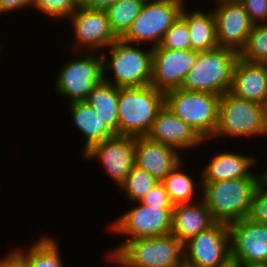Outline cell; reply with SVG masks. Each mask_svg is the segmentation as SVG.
<instances>
[{
	"instance_id": "obj_1",
	"label": "cell",
	"mask_w": 267,
	"mask_h": 267,
	"mask_svg": "<svg viewBox=\"0 0 267 267\" xmlns=\"http://www.w3.org/2000/svg\"><path fill=\"white\" fill-rule=\"evenodd\" d=\"M259 177L201 181L203 202L218 223L231 224L247 217Z\"/></svg>"
},
{
	"instance_id": "obj_2",
	"label": "cell",
	"mask_w": 267,
	"mask_h": 267,
	"mask_svg": "<svg viewBox=\"0 0 267 267\" xmlns=\"http://www.w3.org/2000/svg\"><path fill=\"white\" fill-rule=\"evenodd\" d=\"M238 57L236 51L223 47L199 51L195 64L187 73L180 88L220 96L229 92Z\"/></svg>"
},
{
	"instance_id": "obj_3",
	"label": "cell",
	"mask_w": 267,
	"mask_h": 267,
	"mask_svg": "<svg viewBox=\"0 0 267 267\" xmlns=\"http://www.w3.org/2000/svg\"><path fill=\"white\" fill-rule=\"evenodd\" d=\"M164 105V93L154 86L120 87L118 93L119 135L146 136L157 112Z\"/></svg>"
},
{
	"instance_id": "obj_4",
	"label": "cell",
	"mask_w": 267,
	"mask_h": 267,
	"mask_svg": "<svg viewBox=\"0 0 267 267\" xmlns=\"http://www.w3.org/2000/svg\"><path fill=\"white\" fill-rule=\"evenodd\" d=\"M219 102L220 95L209 92L177 88L164 93L165 106L205 141L216 131Z\"/></svg>"
},
{
	"instance_id": "obj_5",
	"label": "cell",
	"mask_w": 267,
	"mask_h": 267,
	"mask_svg": "<svg viewBox=\"0 0 267 267\" xmlns=\"http://www.w3.org/2000/svg\"><path fill=\"white\" fill-rule=\"evenodd\" d=\"M114 252L130 267H182L183 243L172 233L122 242Z\"/></svg>"
},
{
	"instance_id": "obj_6",
	"label": "cell",
	"mask_w": 267,
	"mask_h": 267,
	"mask_svg": "<svg viewBox=\"0 0 267 267\" xmlns=\"http://www.w3.org/2000/svg\"><path fill=\"white\" fill-rule=\"evenodd\" d=\"M267 135L262 104L236 97L230 92L220 96L218 125L214 137Z\"/></svg>"
},
{
	"instance_id": "obj_7",
	"label": "cell",
	"mask_w": 267,
	"mask_h": 267,
	"mask_svg": "<svg viewBox=\"0 0 267 267\" xmlns=\"http://www.w3.org/2000/svg\"><path fill=\"white\" fill-rule=\"evenodd\" d=\"M141 45L128 43L118 39L109 47L111 61L103 57V74L107 67L112 69L116 87H144L151 85L152 76V48L140 50ZM109 62V63H108Z\"/></svg>"
},
{
	"instance_id": "obj_8",
	"label": "cell",
	"mask_w": 267,
	"mask_h": 267,
	"mask_svg": "<svg viewBox=\"0 0 267 267\" xmlns=\"http://www.w3.org/2000/svg\"><path fill=\"white\" fill-rule=\"evenodd\" d=\"M184 4L183 0L145 1L140 13L121 39L138 45L149 41L154 44L152 48L157 47L166 31L179 18Z\"/></svg>"
},
{
	"instance_id": "obj_9",
	"label": "cell",
	"mask_w": 267,
	"mask_h": 267,
	"mask_svg": "<svg viewBox=\"0 0 267 267\" xmlns=\"http://www.w3.org/2000/svg\"><path fill=\"white\" fill-rule=\"evenodd\" d=\"M90 53L77 56L59 70L55 89L71 98V103L85 102L93 88L103 81V57Z\"/></svg>"
},
{
	"instance_id": "obj_10",
	"label": "cell",
	"mask_w": 267,
	"mask_h": 267,
	"mask_svg": "<svg viewBox=\"0 0 267 267\" xmlns=\"http://www.w3.org/2000/svg\"><path fill=\"white\" fill-rule=\"evenodd\" d=\"M187 267H220L231 260L229 225L216 223L183 243Z\"/></svg>"
},
{
	"instance_id": "obj_11",
	"label": "cell",
	"mask_w": 267,
	"mask_h": 267,
	"mask_svg": "<svg viewBox=\"0 0 267 267\" xmlns=\"http://www.w3.org/2000/svg\"><path fill=\"white\" fill-rule=\"evenodd\" d=\"M197 55L198 51L192 49L152 48L151 85L163 93L180 88Z\"/></svg>"
},
{
	"instance_id": "obj_12",
	"label": "cell",
	"mask_w": 267,
	"mask_h": 267,
	"mask_svg": "<svg viewBox=\"0 0 267 267\" xmlns=\"http://www.w3.org/2000/svg\"><path fill=\"white\" fill-rule=\"evenodd\" d=\"M173 209L138 204L111 225V231L130 236L126 242L171 233Z\"/></svg>"
},
{
	"instance_id": "obj_13",
	"label": "cell",
	"mask_w": 267,
	"mask_h": 267,
	"mask_svg": "<svg viewBox=\"0 0 267 267\" xmlns=\"http://www.w3.org/2000/svg\"><path fill=\"white\" fill-rule=\"evenodd\" d=\"M134 136L114 135L93 145L83 155L100 159L108 175L120 186L135 165Z\"/></svg>"
},
{
	"instance_id": "obj_14",
	"label": "cell",
	"mask_w": 267,
	"mask_h": 267,
	"mask_svg": "<svg viewBox=\"0 0 267 267\" xmlns=\"http://www.w3.org/2000/svg\"><path fill=\"white\" fill-rule=\"evenodd\" d=\"M231 259L267 263V225L247 218L229 224Z\"/></svg>"
},
{
	"instance_id": "obj_15",
	"label": "cell",
	"mask_w": 267,
	"mask_h": 267,
	"mask_svg": "<svg viewBox=\"0 0 267 267\" xmlns=\"http://www.w3.org/2000/svg\"><path fill=\"white\" fill-rule=\"evenodd\" d=\"M213 15L219 47L228 48L238 54L244 48L253 23L241 3H219Z\"/></svg>"
},
{
	"instance_id": "obj_16",
	"label": "cell",
	"mask_w": 267,
	"mask_h": 267,
	"mask_svg": "<svg viewBox=\"0 0 267 267\" xmlns=\"http://www.w3.org/2000/svg\"><path fill=\"white\" fill-rule=\"evenodd\" d=\"M78 47L107 48L118 38L113 33L105 10L81 5L70 17ZM97 47V48H96Z\"/></svg>"
},
{
	"instance_id": "obj_17",
	"label": "cell",
	"mask_w": 267,
	"mask_h": 267,
	"mask_svg": "<svg viewBox=\"0 0 267 267\" xmlns=\"http://www.w3.org/2000/svg\"><path fill=\"white\" fill-rule=\"evenodd\" d=\"M134 153L135 165L147 171L159 182L182 161L175 148L152 141L146 136L135 137Z\"/></svg>"
},
{
	"instance_id": "obj_18",
	"label": "cell",
	"mask_w": 267,
	"mask_h": 267,
	"mask_svg": "<svg viewBox=\"0 0 267 267\" xmlns=\"http://www.w3.org/2000/svg\"><path fill=\"white\" fill-rule=\"evenodd\" d=\"M146 137L176 150L190 149L204 140L186 123L173 114L165 104L157 112L150 131Z\"/></svg>"
},
{
	"instance_id": "obj_19",
	"label": "cell",
	"mask_w": 267,
	"mask_h": 267,
	"mask_svg": "<svg viewBox=\"0 0 267 267\" xmlns=\"http://www.w3.org/2000/svg\"><path fill=\"white\" fill-rule=\"evenodd\" d=\"M229 92L236 97L263 105L267 98V74L264 64L248 62L238 57Z\"/></svg>"
},
{
	"instance_id": "obj_20",
	"label": "cell",
	"mask_w": 267,
	"mask_h": 267,
	"mask_svg": "<svg viewBox=\"0 0 267 267\" xmlns=\"http://www.w3.org/2000/svg\"><path fill=\"white\" fill-rule=\"evenodd\" d=\"M217 222L202 201L200 204L179 203L172 212L171 233L182 243L200 232H204Z\"/></svg>"
},
{
	"instance_id": "obj_21",
	"label": "cell",
	"mask_w": 267,
	"mask_h": 267,
	"mask_svg": "<svg viewBox=\"0 0 267 267\" xmlns=\"http://www.w3.org/2000/svg\"><path fill=\"white\" fill-rule=\"evenodd\" d=\"M256 158L237 153L223 152L205 165L201 181H222L246 177H258L250 171Z\"/></svg>"
},
{
	"instance_id": "obj_22",
	"label": "cell",
	"mask_w": 267,
	"mask_h": 267,
	"mask_svg": "<svg viewBox=\"0 0 267 267\" xmlns=\"http://www.w3.org/2000/svg\"><path fill=\"white\" fill-rule=\"evenodd\" d=\"M103 75V81L93 88L86 103L93 108L102 122L116 135H119L118 93L119 87L111 84Z\"/></svg>"
},
{
	"instance_id": "obj_23",
	"label": "cell",
	"mask_w": 267,
	"mask_h": 267,
	"mask_svg": "<svg viewBox=\"0 0 267 267\" xmlns=\"http://www.w3.org/2000/svg\"><path fill=\"white\" fill-rule=\"evenodd\" d=\"M180 16L187 23L192 50L209 51L219 47L213 12L206 14L200 10H195L188 13L183 7Z\"/></svg>"
},
{
	"instance_id": "obj_24",
	"label": "cell",
	"mask_w": 267,
	"mask_h": 267,
	"mask_svg": "<svg viewBox=\"0 0 267 267\" xmlns=\"http://www.w3.org/2000/svg\"><path fill=\"white\" fill-rule=\"evenodd\" d=\"M70 109L74 125L86 137L84 153L115 135L86 102L70 103Z\"/></svg>"
},
{
	"instance_id": "obj_25",
	"label": "cell",
	"mask_w": 267,
	"mask_h": 267,
	"mask_svg": "<svg viewBox=\"0 0 267 267\" xmlns=\"http://www.w3.org/2000/svg\"><path fill=\"white\" fill-rule=\"evenodd\" d=\"M57 244L54 239L43 237L32 244L27 253L16 249L9 255L20 267H64Z\"/></svg>"
},
{
	"instance_id": "obj_26",
	"label": "cell",
	"mask_w": 267,
	"mask_h": 267,
	"mask_svg": "<svg viewBox=\"0 0 267 267\" xmlns=\"http://www.w3.org/2000/svg\"><path fill=\"white\" fill-rule=\"evenodd\" d=\"M144 3L145 0H118L105 10L111 29L118 39L129 30Z\"/></svg>"
},
{
	"instance_id": "obj_27",
	"label": "cell",
	"mask_w": 267,
	"mask_h": 267,
	"mask_svg": "<svg viewBox=\"0 0 267 267\" xmlns=\"http://www.w3.org/2000/svg\"><path fill=\"white\" fill-rule=\"evenodd\" d=\"M181 165L182 162L161 181L174 204L192 203L195 192L196 184L190 176L181 171Z\"/></svg>"
},
{
	"instance_id": "obj_28",
	"label": "cell",
	"mask_w": 267,
	"mask_h": 267,
	"mask_svg": "<svg viewBox=\"0 0 267 267\" xmlns=\"http://www.w3.org/2000/svg\"><path fill=\"white\" fill-rule=\"evenodd\" d=\"M242 60L254 63L267 61V22L254 24L244 48L239 52Z\"/></svg>"
},
{
	"instance_id": "obj_29",
	"label": "cell",
	"mask_w": 267,
	"mask_h": 267,
	"mask_svg": "<svg viewBox=\"0 0 267 267\" xmlns=\"http://www.w3.org/2000/svg\"><path fill=\"white\" fill-rule=\"evenodd\" d=\"M157 183H159V181L147 171L134 165L119 188H122V190L125 189L127 197L138 203V201Z\"/></svg>"
},
{
	"instance_id": "obj_30",
	"label": "cell",
	"mask_w": 267,
	"mask_h": 267,
	"mask_svg": "<svg viewBox=\"0 0 267 267\" xmlns=\"http://www.w3.org/2000/svg\"><path fill=\"white\" fill-rule=\"evenodd\" d=\"M159 46L164 49H191L187 23L181 16L166 31Z\"/></svg>"
},
{
	"instance_id": "obj_31",
	"label": "cell",
	"mask_w": 267,
	"mask_h": 267,
	"mask_svg": "<svg viewBox=\"0 0 267 267\" xmlns=\"http://www.w3.org/2000/svg\"><path fill=\"white\" fill-rule=\"evenodd\" d=\"M33 7L48 16L69 18L80 6L79 0H33Z\"/></svg>"
},
{
	"instance_id": "obj_32",
	"label": "cell",
	"mask_w": 267,
	"mask_h": 267,
	"mask_svg": "<svg viewBox=\"0 0 267 267\" xmlns=\"http://www.w3.org/2000/svg\"><path fill=\"white\" fill-rule=\"evenodd\" d=\"M246 218L252 222L267 225V184L262 181L254 191Z\"/></svg>"
},
{
	"instance_id": "obj_33",
	"label": "cell",
	"mask_w": 267,
	"mask_h": 267,
	"mask_svg": "<svg viewBox=\"0 0 267 267\" xmlns=\"http://www.w3.org/2000/svg\"><path fill=\"white\" fill-rule=\"evenodd\" d=\"M138 202L162 209H174L175 205L161 182L152 187Z\"/></svg>"
},
{
	"instance_id": "obj_34",
	"label": "cell",
	"mask_w": 267,
	"mask_h": 267,
	"mask_svg": "<svg viewBox=\"0 0 267 267\" xmlns=\"http://www.w3.org/2000/svg\"><path fill=\"white\" fill-rule=\"evenodd\" d=\"M241 4L253 24L266 23L267 0H242Z\"/></svg>"
},
{
	"instance_id": "obj_35",
	"label": "cell",
	"mask_w": 267,
	"mask_h": 267,
	"mask_svg": "<svg viewBox=\"0 0 267 267\" xmlns=\"http://www.w3.org/2000/svg\"><path fill=\"white\" fill-rule=\"evenodd\" d=\"M33 0H0V14L32 6Z\"/></svg>"
},
{
	"instance_id": "obj_36",
	"label": "cell",
	"mask_w": 267,
	"mask_h": 267,
	"mask_svg": "<svg viewBox=\"0 0 267 267\" xmlns=\"http://www.w3.org/2000/svg\"><path fill=\"white\" fill-rule=\"evenodd\" d=\"M116 1L118 0H84L81 5L91 9L106 10Z\"/></svg>"
},
{
	"instance_id": "obj_37",
	"label": "cell",
	"mask_w": 267,
	"mask_h": 267,
	"mask_svg": "<svg viewBox=\"0 0 267 267\" xmlns=\"http://www.w3.org/2000/svg\"><path fill=\"white\" fill-rule=\"evenodd\" d=\"M0 267H20V265L8 254L0 260Z\"/></svg>"
},
{
	"instance_id": "obj_38",
	"label": "cell",
	"mask_w": 267,
	"mask_h": 267,
	"mask_svg": "<svg viewBox=\"0 0 267 267\" xmlns=\"http://www.w3.org/2000/svg\"><path fill=\"white\" fill-rule=\"evenodd\" d=\"M238 267H267L265 262H245V261H236Z\"/></svg>"
},
{
	"instance_id": "obj_39",
	"label": "cell",
	"mask_w": 267,
	"mask_h": 267,
	"mask_svg": "<svg viewBox=\"0 0 267 267\" xmlns=\"http://www.w3.org/2000/svg\"><path fill=\"white\" fill-rule=\"evenodd\" d=\"M110 261H113V263H117V265H121V267H130L122 258H120L115 252H109L108 254Z\"/></svg>"
},
{
	"instance_id": "obj_40",
	"label": "cell",
	"mask_w": 267,
	"mask_h": 267,
	"mask_svg": "<svg viewBox=\"0 0 267 267\" xmlns=\"http://www.w3.org/2000/svg\"><path fill=\"white\" fill-rule=\"evenodd\" d=\"M220 267H238V266H237V262L231 259L228 263H226Z\"/></svg>"
},
{
	"instance_id": "obj_41",
	"label": "cell",
	"mask_w": 267,
	"mask_h": 267,
	"mask_svg": "<svg viewBox=\"0 0 267 267\" xmlns=\"http://www.w3.org/2000/svg\"><path fill=\"white\" fill-rule=\"evenodd\" d=\"M219 3H241L242 0H217Z\"/></svg>"
},
{
	"instance_id": "obj_42",
	"label": "cell",
	"mask_w": 267,
	"mask_h": 267,
	"mask_svg": "<svg viewBox=\"0 0 267 267\" xmlns=\"http://www.w3.org/2000/svg\"><path fill=\"white\" fill-rule=\"evenodd\" d=\"M263 175H261V181L265 184H267V169L264 173H262Z\"/></svg>"
},
{
	"instance_id": "obj_43",
	"label": "cell",
	"mask_w": 267,
	"mask_h": 267,
	"mask_svg": "<svg viewBox=\"0 0 267 267\" xmlns=\"http://www.w3.org/2000/svg\"><path fill=\"white\" fill-rule=\"evenodd\" d=\"M263 106H264V117H265V121L267 123V98H266V101L263 104Z\"/></svg>"
},
{
	"instance_id": "obj_44",
	"label": "cell",
	"mask_w": 267,
	"mask_h": 267,
	"mask_svg": "<svg viewBox=\"0 0 267 267\" xmlns=\"http://www.w3.org/2000/svg\"><path fill=\"white\" fill-rule=\"evenodd\" d=\"M263 64H264V68H265V71H266V74H267V61L263 62Z\"/></svg>"
}]
</instances>
